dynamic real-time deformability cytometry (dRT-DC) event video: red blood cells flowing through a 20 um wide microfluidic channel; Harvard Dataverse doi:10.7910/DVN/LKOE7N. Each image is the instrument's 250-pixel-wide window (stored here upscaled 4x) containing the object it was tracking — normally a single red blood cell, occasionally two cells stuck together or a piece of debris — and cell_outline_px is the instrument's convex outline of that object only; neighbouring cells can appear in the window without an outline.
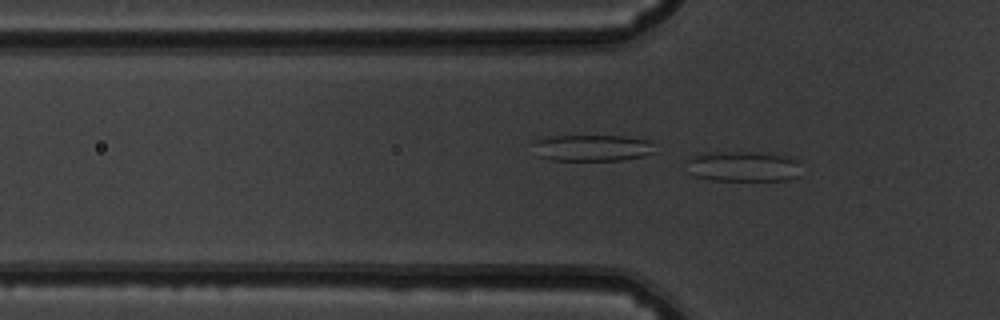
{"species": "common noctule bat (a hibernating species)", "species_latin": "Nyctalus noctula", "temperature_condition": "warm", "stored_images_in_passage": 50, "camera_frame_rate_fps": 3000, "um_per_image_px": 0.085, "animal": {"sex": "male", "body_mass_g": 19.5, "forearm_length_mm": 54.6}, "frame": {"image": 1, "passage_image": 16, "time_ms": 5.0, "image_size_px": [1000, 320], "cell_outline_px": [[800, 176], [788, 180], [712, 180], [696, 176], [688, 172], [684, 160], [692, 156], [704, 152], [756, 152], [788, 156], [796, 160]], "centroid_in_image_um": [63.1, 14.14], "position_along_channel_um": 62.7, "area_um2": 20.52}}
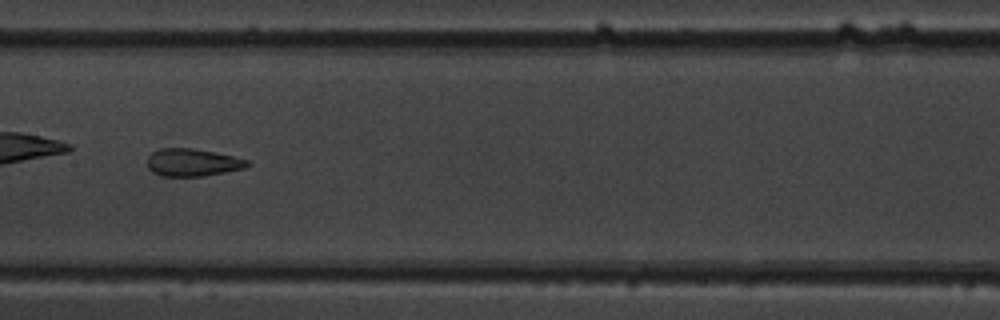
{"frame": {"image": 2, "passage_image": 26, "time_ms": 8.333, "image_size_px": [1000, 320], "cell_outline_px": [[252, 164], [244, 168], [204, 176], [160, 176], [152, 172], [148, 168], [148, 156], [152, 152], [160, 148], [192, 148], [232, 156], [248, 160]], "centroid_in_image_um": [16.34, 13.81], "position_along_channel_um": 191.1, "area_um2": 16.01}}
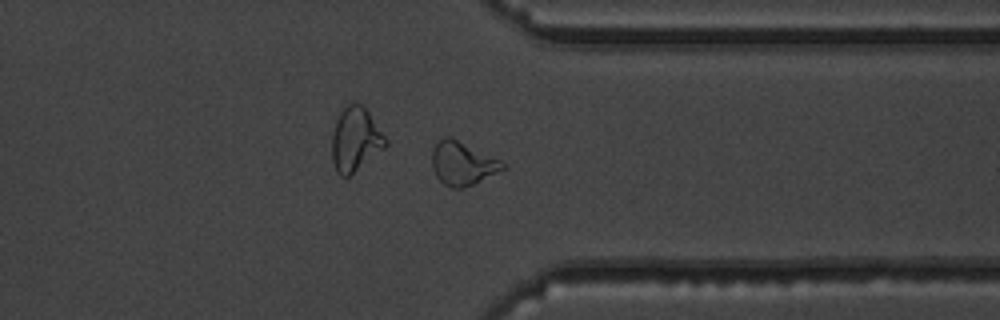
{"frame": {"image": 3, "passage_image": 40, "time_ms": 13.0, "image_size_px": [1000, 320], "cell_outline_px": [[508, 164], [504, 168], [464, 188], [452, 188], [444, 184], [436, 176], [432, 168], [432, 148], [444, 136], [448, 136], [500, 160]], "centroid_in_image_um": [39.27, 13.89], "position_along_channel_um": 372.1, "area_um2": 17.46}, "authors_computed_cell_mechanics": {"area_um2": 17.5423, "velocity_mm_per_s": 3.9161, "shape_relaxation_time_tau1_ms": 6.9131, "shape_relaxation_time_tau2_ms": 1.1932, "deformation_change_tau1": 0.1829, "deformation_change_tau2": 0.0947}}